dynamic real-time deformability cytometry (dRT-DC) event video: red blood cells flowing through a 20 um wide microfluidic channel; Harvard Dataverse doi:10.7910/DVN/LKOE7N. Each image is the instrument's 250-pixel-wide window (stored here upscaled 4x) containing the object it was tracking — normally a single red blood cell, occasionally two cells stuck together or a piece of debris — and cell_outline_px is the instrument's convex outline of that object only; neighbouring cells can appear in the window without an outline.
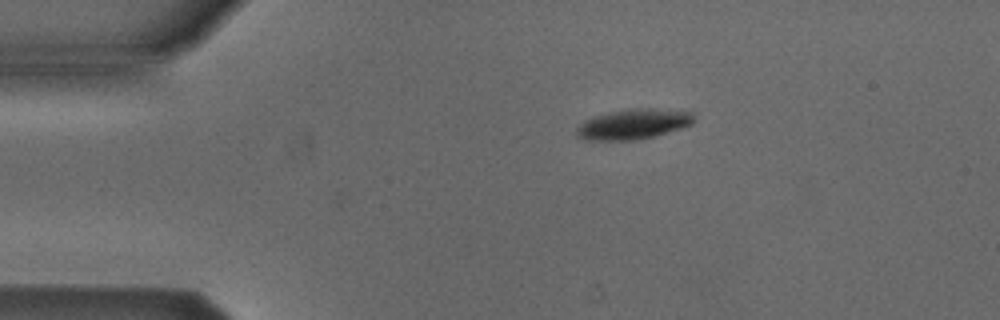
{"species": "Egyptian fruit bat (a non-hibernating species)", "species_latin": "Rousettus aegyptiacus", "temperature_condition": "cold", "stored_images_in_passage": 40, "camera_frame_rate_fps": 3000, "um_per_image_px": 0.085, "animal": {"sex": "male"}, "frame": {"image": 1, "passage_image": 1, "time_ms": 0.0, "image_size_px": [1000, 320], "cell_outline_px": [[692, 124], [656, 136], [632, 140], [588, 140], [580, 136], [576, 132], [576, 128], [584, 120], [592, 116], [608, 112], [628, 108], [656, 108], [692, 112]], "centroid_in_image_um": [53.81, 10.53], "position_along_channel_um": 31.2, "area_um2": 20.58}}
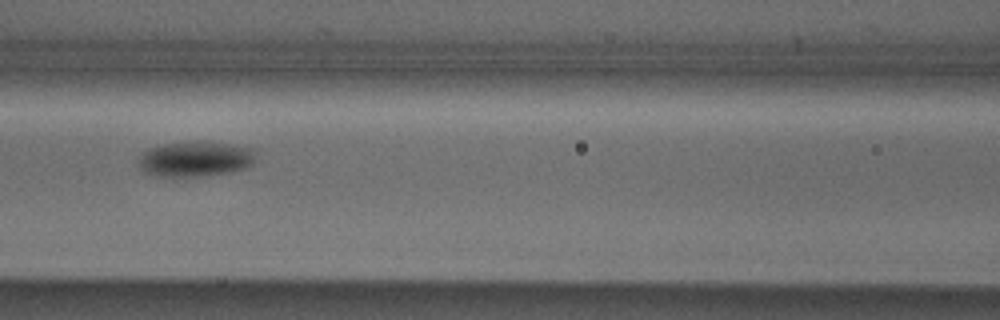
{"frame": {"image": 2, "passage_image": 14, "time_ms": 4.333, "image_size_px": [1000, 320], "cell_outline_px": [[256, 152], [252, 164], [248, 168], [208, 176], [152, 176], [144, 172], [136, 164], [140, 156], [148, 148], [164, 144], [196, 140], [232, 144], [252, 148]], "centroid_in_image_um": [16.59, 13.51], "position_along_channel_um": 150.0, "area_um2": 24.57}}
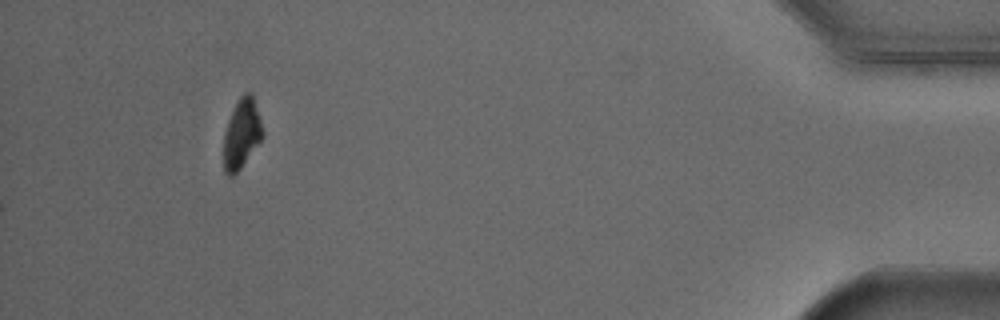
{"frame": {"image": 3, "passage_image": 40, "time_ms": 13.0, "image_size_px": [1000, 320], "cell_outline_px": [[264, 136], [240, 168], [232, 176], [228, 176], [224, 172], [224, 132], [228, 120], [240, 96], [244, 92], [252, 92], [264, 132]], "centroid_in_image_um": [20.55, 11.35], "position_along_channel_um": 414.7, "area_um2": 15.66}, "authors_computed_cell_mechanics": {"area_um2": 21.8773, "velocity_mm_per_s": 3.8652, "shape_relaxation_time_tau1_ms": 1.0584, "shape_relaxation_time_tau2_ms": null, "deformation_change_tau1": 0.11, "deformation_change_tau2": null}}